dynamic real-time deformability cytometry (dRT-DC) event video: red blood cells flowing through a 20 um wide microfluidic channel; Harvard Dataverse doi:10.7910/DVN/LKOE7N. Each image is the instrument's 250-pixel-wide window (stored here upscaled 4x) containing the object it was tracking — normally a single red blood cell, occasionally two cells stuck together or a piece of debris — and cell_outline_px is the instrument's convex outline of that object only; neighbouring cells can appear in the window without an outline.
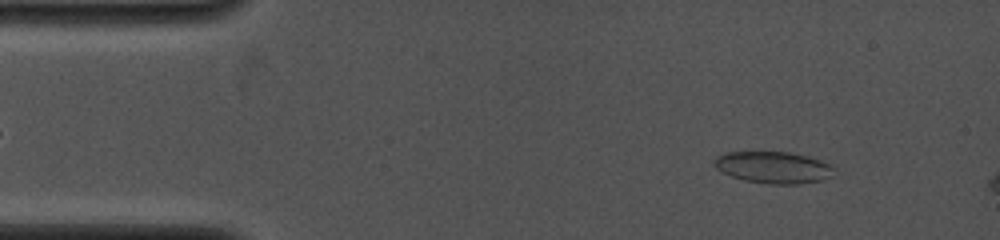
{"species": "common noctule bat (a hibernating species)", "species_latin": "Nyctalus noctula", "temperature_condition": "cold", "stored_images_in_passage": 55, "camera_frame_rate_fps": 4000, "um_per_image_px": 0.085, "animal": {"sex": "female", "body_mass_g": 19.0, "forearm_length_mm": 53.3}, "frame": {"image": 1, "passage_image": 6, "time_ms": 1.25, "image_size_px": [1000, 240], "cell_outline_px": [[832, 176], [824, 180], [800, 184], [768, 184], [744, 180], [732, 176], [716, 168], [712, 164], [712, 160], [716, 156], [724, 152], [788, 152], [808, 156], [820, 160], [828, 164], [832, 168]], "centroid_in_image_um": [65.7, 14.23], "position_along_channel_um": 19.3, "area_um2": 22.2}}
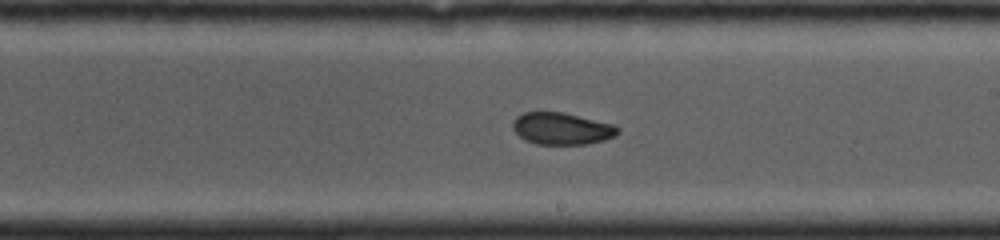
{"frame": {"image": 2, "passage_image": 34, "time_ms": 8.25, "image_size_px": [1000, 240], "cell_outline_px": [[620, 132], [616, 136], [604, 140], [588, 144], [536, 144], [524, 140], [512, 128], [512, 124], [516, 116], [524, 112], [564, 112], [616, 124], [620, 128]], "centroid_in_image_um": [47.79, 10.92], "position_along_channel_um": 241.2, "area_um2": 19.88}}
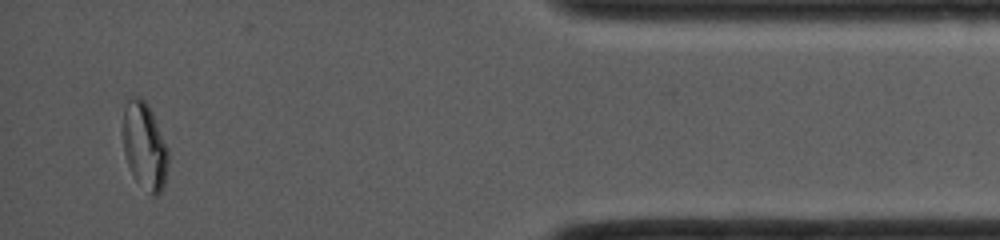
{"frame": {"image": 3, "passage_image": 54, "time_ms": 13.5, "image_size_px": [1000, 240], "cell_outline_px": [[168, 164], [164, 184], [160, 192], [156, 196], [152, 196], [136, 180], [124, 156], [124, 108], [128, 96], [140, 96], [148, 104], [152, 112], [168, 148]], "centroid_in_image_um": [12.3, 12.38], "position_along_channel_um": 422.9, "area_um2": 22.83}}